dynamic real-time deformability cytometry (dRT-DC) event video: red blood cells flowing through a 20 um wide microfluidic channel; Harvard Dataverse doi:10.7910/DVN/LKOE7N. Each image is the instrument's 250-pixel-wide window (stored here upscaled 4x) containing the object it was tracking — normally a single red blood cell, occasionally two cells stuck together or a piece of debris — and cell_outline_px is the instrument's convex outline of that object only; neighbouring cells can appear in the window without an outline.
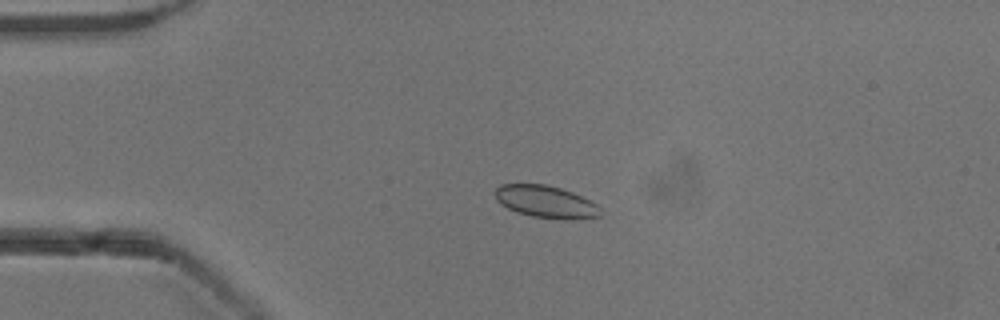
{"species": "common noctule bat (a hibernating species)", "species_latin": "Nyctalus noctula", "temperature_condition": "cold", "stored_images_in_passage": 54, "camera_frame_rate_fps": 3000, "um_per_image_px": 0.085, "animal": {"sex": "male", "body_mass_g": 13.3}, "frame": {"image": 1, "passage_image": 13, "time_ms": 4.0, "image_size_px": [1000, 320], "cell_outline_px": [[600, 216], [572, 220], [560, 220], [532, 216], [516, 212], [500, 204], [496, 200], [496, 188], [500, 184], [544, 184], [560, 188], [572, 192], [596, 204], [600, 208]], "centroid_in_image_um": [46.38, 17.16], "position_along_channel_um": 38.6, "area_um2": 19.77}}
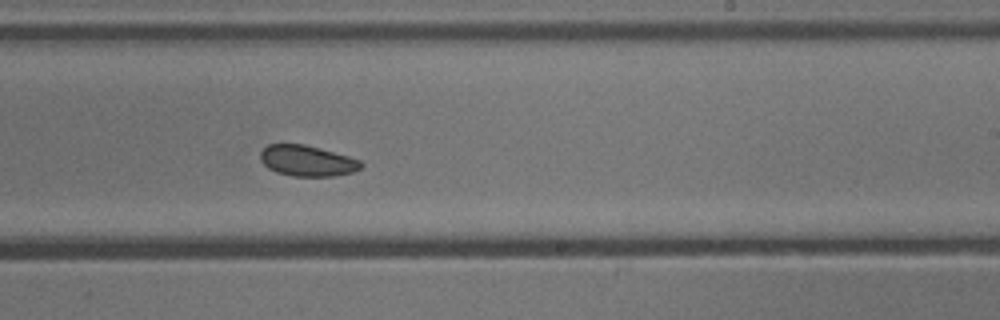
{"frame": {"image": 2, "passage_image": 33, "time_ms": 10.667, "image_size_px": [1000, 320], "cell_outline_px": [[364, 164], [360, 168], [352, 172], [332, 176], [292, 176], [276, 172], [268, 168], [260, 160], [260, 152], [268, 144], [304, 144], [320, 148], [348, 156], [360, 160]], "centroid_in_image_um": [26.09, 13.66], "position_along_channel_um": 262.9, "area_um2": 18.03}}
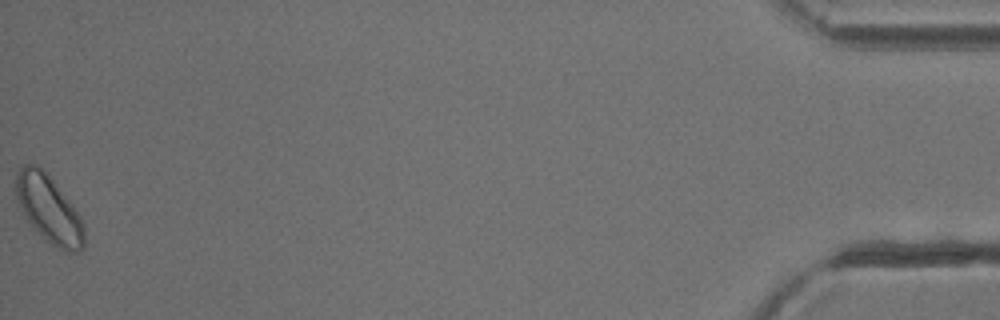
{"frame": {"image": 3, "passage_image": 54, "time_ms": 17.667, "image_size_px": [1000, 320], "cell_outline_px": [[84, 248], [80, 252], [64, 252], [44, 240], [32, 228], [24, 216], [16, 200], [16, 172], [24, 164], [36, 164], [52, 180], [72, 204], [80, 216], [84, 224]], "centroid_in_image_um": [4.15, 17.83], "position_along_channel_um": 431.1, "area_um2": 26.99}}